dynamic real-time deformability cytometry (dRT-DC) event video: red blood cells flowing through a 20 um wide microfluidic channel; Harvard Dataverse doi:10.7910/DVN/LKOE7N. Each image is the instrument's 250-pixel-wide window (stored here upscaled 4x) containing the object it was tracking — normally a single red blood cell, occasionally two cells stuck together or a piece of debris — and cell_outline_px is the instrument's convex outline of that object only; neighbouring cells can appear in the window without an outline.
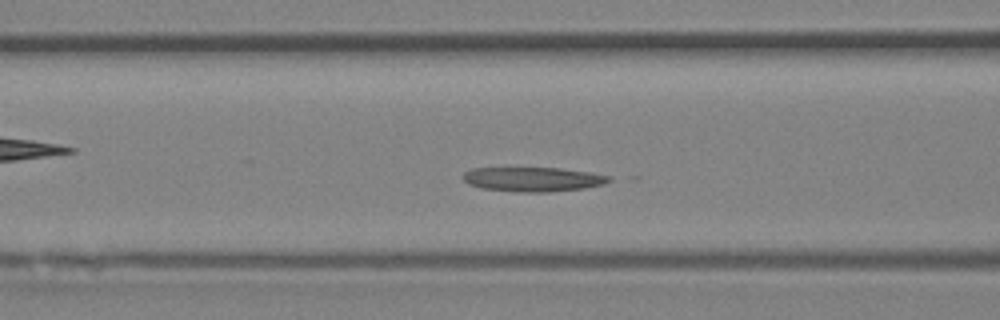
{"species": "Egyptian fruit bat (a non-hibernating species)", "species_latin": "Rousettus aegyptiacus", "temperature_condition": "room temperature", "stored_images_in_passage": 32, "camera_frame_rate_fps": 3000, "um_per_image_px": 0.085, "animal": {"sex": "female"}, "frame": {"image": 1, "passage_image": 6, "time_ms": 1.667, "image_size_px": [1000, 320], "cell_outline_px": [[612, 180], [604, 184], [584, 188], [548, 192], [520, 192], [484, 188], [468, 184], [464, 180], [464, 172], [472, 168], [560, 168], [592, 172], [612, 176]], "centroid_in_image_um": [45.36, 15.23], "position_along_channel_um": 121.2, "area_um2": 20.75}}
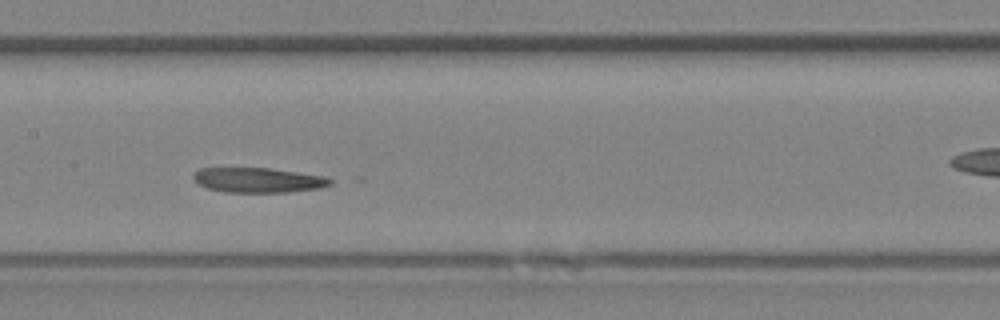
{"frame": {"image": 2, "passage_image": 10, "time_ms": 3.0, "image_size_px": [1000, 320], "cell_outline_px": [[332, 184], [320, 188], [288, 192], [224, 192], [208, 188], [200, 184], [192, 176], [200, 168], [272, 168], [324, 176], [332, 180]], "centroid_in_image_um": [21.98, 15.3], "position_along_channel_um": 185.4, "area_um2": 19.71}}
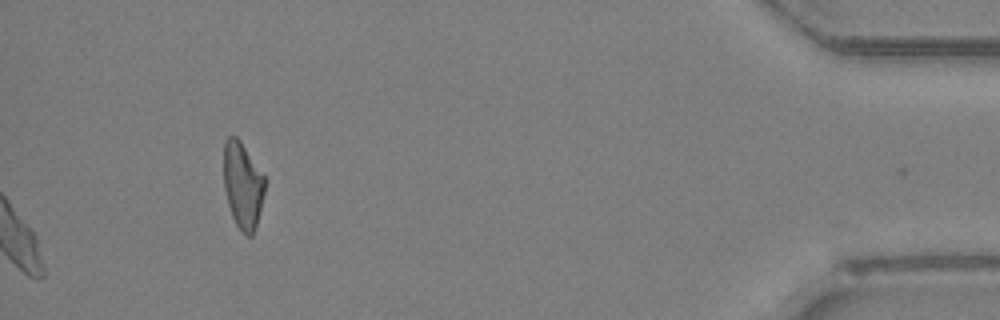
{"frame": {"image": 3, "passage_image": 32, "time_ms": 10.333, "image_size_px": [1000, 320], "cell_outline_px": [[264, 192], [256, 228], [252, 236], [244, 236], [236, 224], [232, 216], [228, 204], [224, 188], [224, 140], [228, 136], [236, 136], [240, 140], [264, 176]], "centroid_in_image_um": [20.62, 15.77], "position_along_channel_um": 414.6, "area_um2": 20.63}}